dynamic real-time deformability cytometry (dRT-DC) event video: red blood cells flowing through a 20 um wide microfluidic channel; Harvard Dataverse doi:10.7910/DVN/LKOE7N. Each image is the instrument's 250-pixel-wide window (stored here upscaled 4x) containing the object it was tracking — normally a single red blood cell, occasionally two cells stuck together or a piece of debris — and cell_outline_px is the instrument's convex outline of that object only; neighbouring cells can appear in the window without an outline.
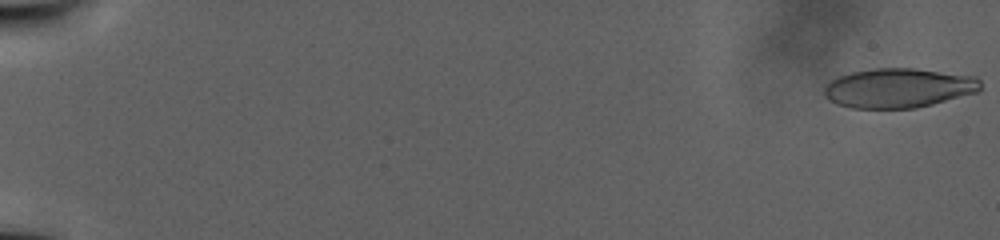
{"species": "human", "species_latin": "Homo sapiens", "temperature_condition": "warm", "stored_images_in_passage": 19, "camera_frame_rate_fps": 3000, "um_per_image_px": 0.085, "donor": {"sex": "male"}, "frame": {"image": 1, "passage_image": 1, "time_ms": 0.0, "image_size_px": [1000, 240], "cell_outline_px": [[980, 92], [916, 108], [852, 108], [836, 104], [828, 100], [824, 96], [824, 88], [832, 80], [840, 76], [852, 72], [876, 68], [916, 68], [976, 76], [980, 80]], "centroid_in_image_um": [76.4, 7.48], "position_along_channel_um": 8.6, "area_um2": 36.13}}
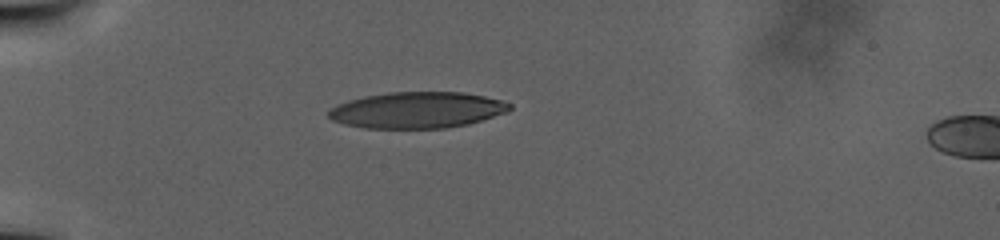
{"frame": {"image": 2, "passage_image": 14, "time_ms": 12.333, "image_size_px": [1000, 240], "cell_outline_px": [[512, 108], [508, 112], [468, 124], [444, 128], [364, 128], [344, 124], [332, 120], [328, 116], [328, 112], [336, 104], [348, 100], [364, 96], [388, 92], [464, 92], [504, 100], [512, 104]], "centroid_in_image_um": [35.48, 9.35], "position_along_channel_um": 49.5, "area_um2": 38.44}}
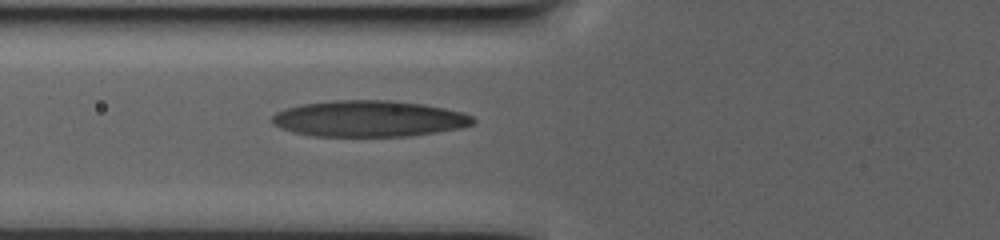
{"frame": {"image": 3, "passage_image": 19, "time_ms": 16.667, "image_size_px": [1000, 240], "cell_outline_px": [[476, 120], [472, 124], [460, 128], [412, 136], [312, 136], [292, 132], [280, 128], [272, 124], [272, 116], [276, 112], [284, 108], [300, 104], [332, 100], [392, 100], [424, 104], [444, 108], [460, 112], [472, 116]], "centroid_in_image_um": [31.32, 10.08], "position_along_channel_um": 94.5, "area_um2": 42.66}}